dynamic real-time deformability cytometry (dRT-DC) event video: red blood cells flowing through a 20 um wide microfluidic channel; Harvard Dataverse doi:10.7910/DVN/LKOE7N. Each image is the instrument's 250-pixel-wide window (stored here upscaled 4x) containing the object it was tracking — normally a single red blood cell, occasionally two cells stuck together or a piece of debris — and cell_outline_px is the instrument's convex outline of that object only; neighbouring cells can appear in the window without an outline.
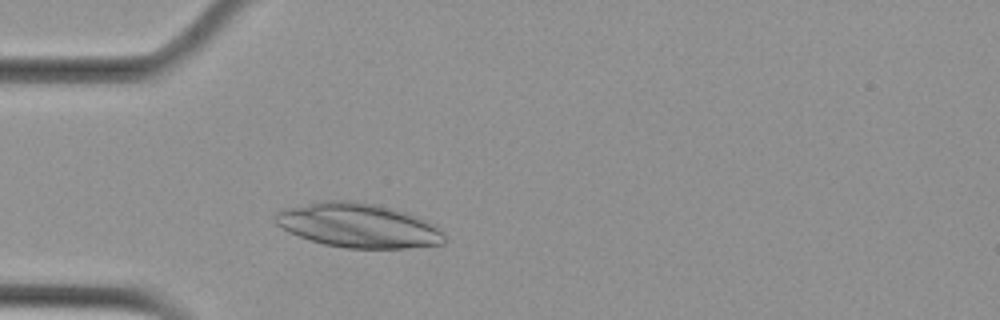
{"species": "Egyptian fruit bat (a non-hibernating species)", "species_latin": "Rousettus aegyptiacus", "temperature_condition": "cold", "stored_images_in_passage": 47, "camera_frame_rate_fps": 3000, "um_per_image_px": 0.085, "animal": {"sex": "female"}, "frame": {"image": 1, "passage_image": 9, "time_ms": 2.667, "image_size_px": [1000, 320], "cell_outline_px": [[444, 244], [404, 248], [344, 248], [324, 244], [288, 232], [276, 224], [276, 212], [280, 208], [320, 200], [352, 200], [372, 204], [404, 212], [428, 220], [436, 224], [444, 232]], "centroid_in_image_um": [30.44, 19.15], "position_along_channel_um": 54.6, "area_um2": 43.81}}
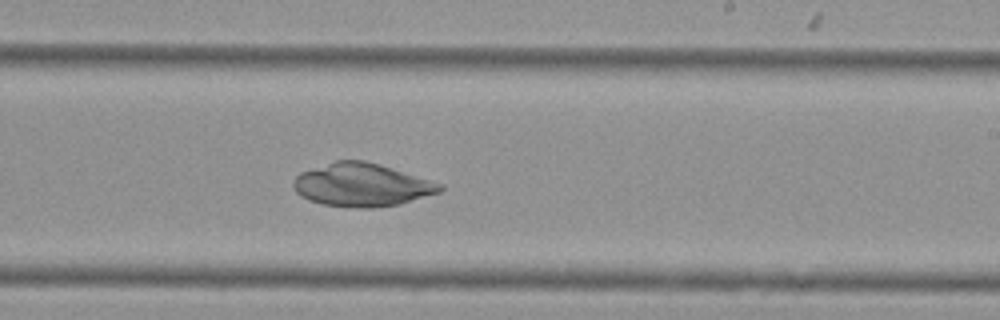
{"frame": {"image": 2, "passage_image": 26, "time_ms": 8.333, "image_size_px": [1000, 320], "cell_outline_px": [[444, 188], [440, 192], [400, 204], [368, 208], [356, 208], [324, 204], [308, 200], [300, 196], [292, 188], [292, 180], [300, 172], [336, 160], [364, 160], [380, 164], [444, 184]], "centroid_in_image_um": [30.74, 15.71], "position_along_channel_um": 258.3, "area_um2": 36.99}}
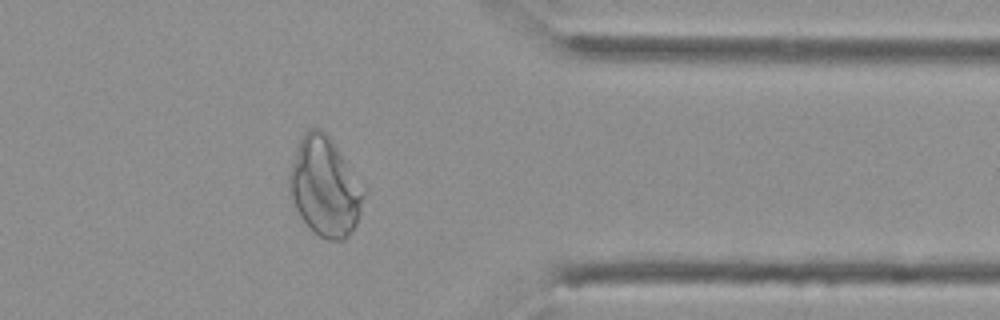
{"frame": {"image": 3, "passage_image": 37, "time_ms": 12.0, "image_size_px": [1000, 320], "cell_outline_px": [[368, 188], [356, 224], [348, 236], [344, 240], [328, 240], [320, 236], [300, 216], [288, 196], [288, 172], [300, 140], [304, 132], [308, 128], [320, 128], [328, 136]], "centroid_in_image_um": [27.63, 15.87], "position_along_channel_um": 383.8, "area_um2": 43.29}}